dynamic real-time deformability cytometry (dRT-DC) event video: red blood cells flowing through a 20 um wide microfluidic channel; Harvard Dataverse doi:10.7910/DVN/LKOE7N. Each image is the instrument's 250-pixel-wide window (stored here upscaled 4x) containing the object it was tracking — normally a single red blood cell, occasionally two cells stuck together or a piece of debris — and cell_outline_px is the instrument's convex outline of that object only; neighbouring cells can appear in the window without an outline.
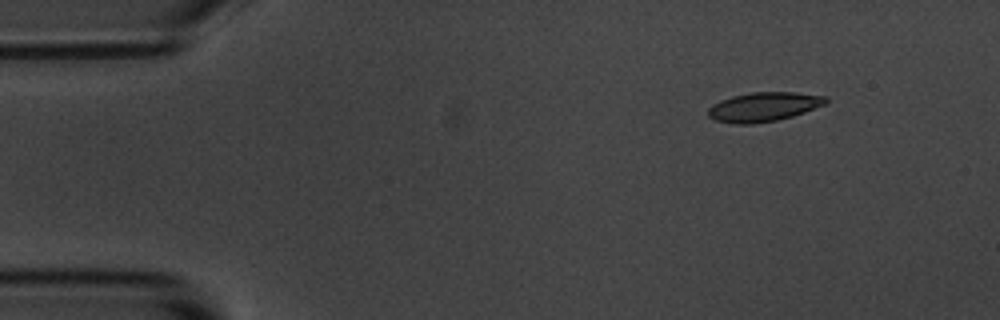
{"species": "common noctule bat (a hibernating species)", "species_latin": "Nyctalus noctula", "temperature_condition": "room temperature", "stored_images_in_passage": 6, "camera_frame_rate_fps": 3000, "um_per_image_px": 0.085, "animal": {"sex": "male", "body_mass_g": 20.1, "forearm_length_mm": 53.5}, "frame": {"image": 1, "passage_image": 2, "time_ms": 2.0, "image_size_px": [1000, 320], "cell_outline_px": [[828, 104], [792, 116], [776, 120], [752, 124], [736, 124], [716, 120], [708, 116], [708, 108], [712, 104], [720, 100], [732, 96], [752, 92], [792, 92], [828, 96]], "centroid_in_image_um": [64.93, 9.07], "position_along_channel_um": 20.1, "area_um2": 20.11}}
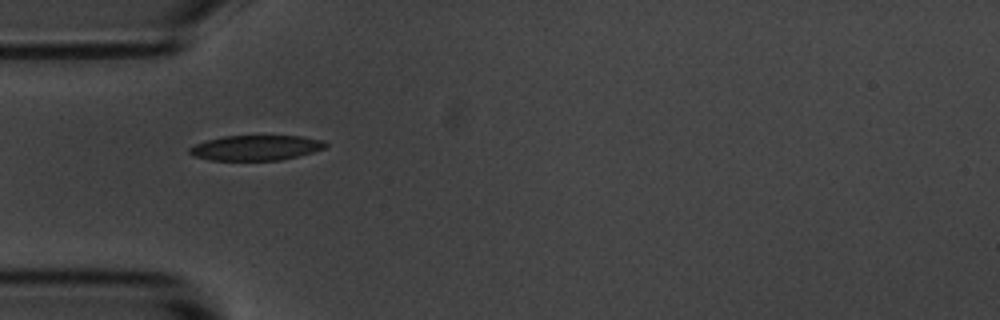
{"frame": {"image": 2, "passage_image": 5, "time_ms": 5.333, "image_size_px": [1000, 320], "cell_outline_px": [[328, 144], [324, 148], [312, 152], [280, 160], [208, 160], [192, 156], [188, 152], [188, 148], [196, 144], [208, 140], [224, 136], [300, 136], [324, 140]], "centroid_in_image_um": [21.72, 12.56], "position_along_channel_um": 63.3, "area_um2": 19.83}}